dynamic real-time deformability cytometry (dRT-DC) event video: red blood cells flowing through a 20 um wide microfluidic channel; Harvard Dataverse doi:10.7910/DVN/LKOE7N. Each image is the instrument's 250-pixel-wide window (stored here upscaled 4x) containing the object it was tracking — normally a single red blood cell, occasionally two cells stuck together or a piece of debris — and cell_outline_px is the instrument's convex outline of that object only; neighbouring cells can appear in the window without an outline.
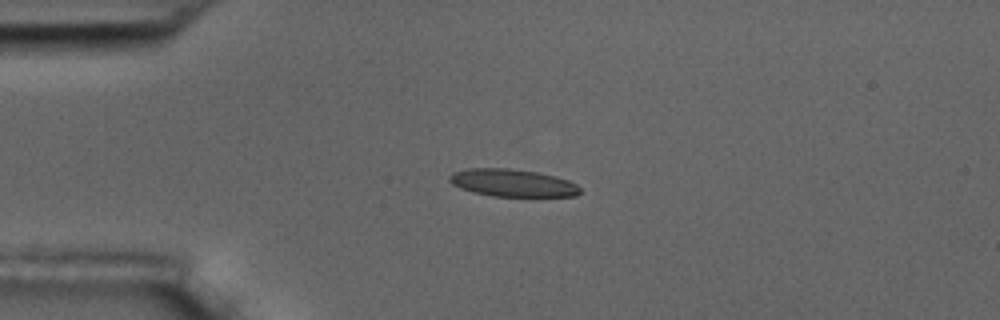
{"species": "common noctule bat (a hibernating species)", "species_latin": "Nyctalus noctula", "temperature_condition": "room temperature", "stored_images_in_passage": 5, "camera_frame_rate_fps": 3000, "um_per_image_px": 0.085, "animal": {"sex": "male", "body_mass_g": 17.5, "forearm_length_mm": 52.3}, "frame": {"image": 1, "passage_image": 3, "time_ms": 3.333, "image_size_px": [1000, 320], "cell_outline_px": [[580, 192], [576, 196], [492, 196], [472, 192], [460, 188], [452, 184], [448, 180], [448, 176], [452, 172], [468, 168], [508, 168], [536, 172], [556, 176], [568, 180], [576, 184], [580, 188]], "centroid_in_image_um": [43.53, 15.54], "position_along_channel_um": 41.5, "area_um2": 20.98}}